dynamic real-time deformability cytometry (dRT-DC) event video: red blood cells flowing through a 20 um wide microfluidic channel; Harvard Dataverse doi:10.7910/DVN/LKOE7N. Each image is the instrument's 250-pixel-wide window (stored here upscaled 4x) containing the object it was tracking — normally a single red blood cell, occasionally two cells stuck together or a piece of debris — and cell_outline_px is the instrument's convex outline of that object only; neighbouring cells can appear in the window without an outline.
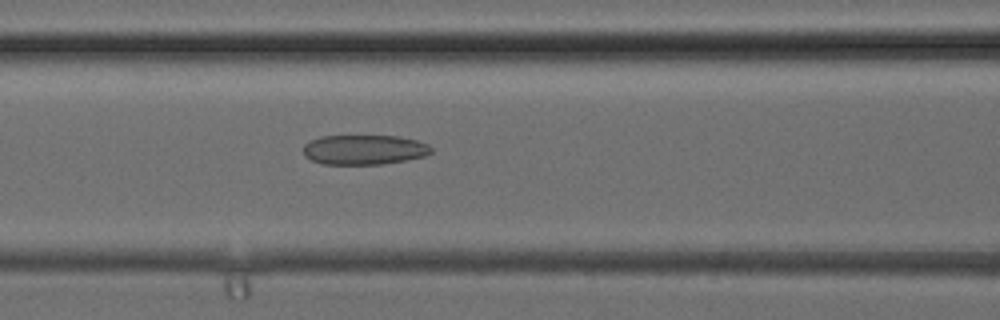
{"species": "common noctule bat (a hibernating species)", "species_latin": "Nyctalus noctula", "temperature_condition": "cold", "stored_images_in_passage": 10, "camera_frame_rate_fps": 3000, "um_per_image_px": 0.085, "animal": {"sex": "female", "body_mass_g": 24.6, "forearm_length_mm": 56.2}, "frame": {"image": 1, "passage_image": 9, "time_ms": 2.667, "image_size_px": [1000, 320], "cell_outline_px": [[432, 152], [424, 156], [404, 160], [380, 164], [324, 164], [312, 160], [304, 156], [304, 144], [320, 136], [400, 136], [416, 140], [428, 144], [432, 148]], "centroid_in_image_um": [30.95, 12.72], "position_along_channel_um": 135.6, "area_um2": 22.08}}